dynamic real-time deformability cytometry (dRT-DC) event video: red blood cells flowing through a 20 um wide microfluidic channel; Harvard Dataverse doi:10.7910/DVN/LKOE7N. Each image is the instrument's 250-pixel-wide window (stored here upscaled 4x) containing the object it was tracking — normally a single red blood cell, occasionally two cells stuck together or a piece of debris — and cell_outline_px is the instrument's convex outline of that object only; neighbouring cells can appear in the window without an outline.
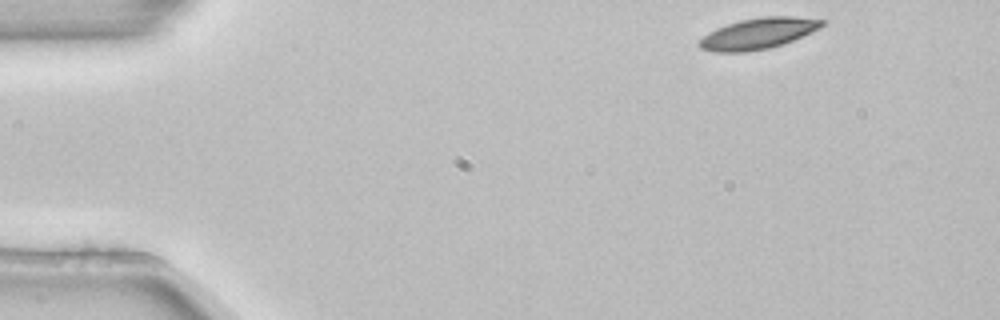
{"species": "common noctule bat (a hibernating species)", "species_latin": "Nyctalus noctula", "temperature_condition": "room temperature", "stored_images_in_passage": 3, "camera_frame_rate_fps": 3000, "um_per_image_px": 0.085, "animal": {"sex": "female", "body_mass_g": 22.7, "forearm_length_mm": 54.2}, "frame": {"image": 1, "passage_image": 1, "time_ms": 0.0, "image_size_px": [1000, 320], "cell_outline_px": [[824, 24], [820, 28], [792, 40], [768, 48], [744, 52], [712, 52], [700, 48], [696, 44], [708, 32], [716, 28], [740, 20], [764, 16], [792, 16], [824, 20]], "centroid_in_image_um": [64.4, 2.85], "position_along_channel_um": 20.6, "area_um2": 21.91}}